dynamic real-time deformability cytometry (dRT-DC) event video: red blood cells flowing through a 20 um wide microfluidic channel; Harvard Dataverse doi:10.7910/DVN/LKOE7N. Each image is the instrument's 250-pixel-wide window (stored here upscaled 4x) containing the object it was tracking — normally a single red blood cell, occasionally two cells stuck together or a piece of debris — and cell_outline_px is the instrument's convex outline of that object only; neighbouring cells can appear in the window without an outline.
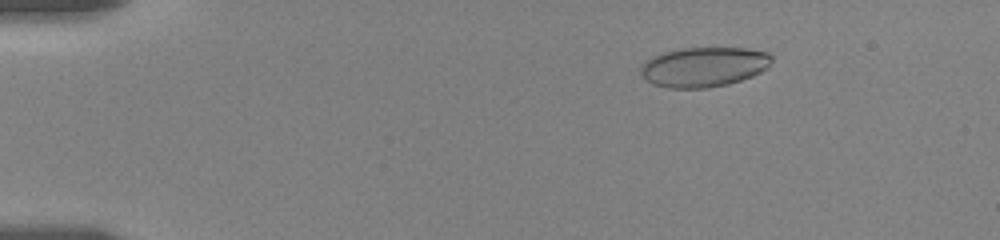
{"species": "human", "species_latin": "Homo sapiens", "temperature_condition": "room temperature", "stored_images_in_passage": 49, "camera_frame_rate_fps": 3000, "um_per_image_px": 0.085, "donor": {"sex": "female"}, "frame": {"image": 1, "passage_image": 8, "time_ms": 3.0, "image_size_px": [1000, 240], "cell_outline_px": [[772, 60], [760, 72], [752, 76], [728, 84], [708, 88], [668, 88], [652, 84], [644, 80], [640, 76], [640, 64], [644, 60], [660, 52], [680, 48], [748, 48], [768, 52], [772, 56]], "centroid_in_image_um": [59.74, 5.68], "position_along_channel_um": 25.3, "area_um2": 30.81}}
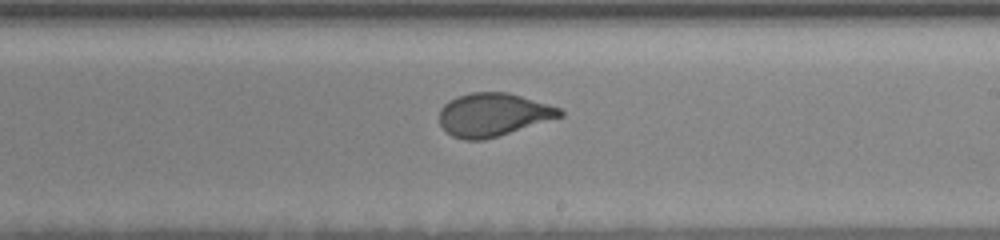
{"frame": {"image": 2, "passage_image": 31, "time_ms": 11.667, "image_size_px": [1000, 240], "cell_outline_px": [[564, 116], [484, 140], [464, 140], [452, 136], [440, 124], [440, 108], [448, 100], [456, 96], [472, 92], [508, 92], [560, 108], [564, 112]], "centroid_in_image_um": [41.9, 9.74], "position_along_channel_um": 247.1, "area_um2": 30.23}}
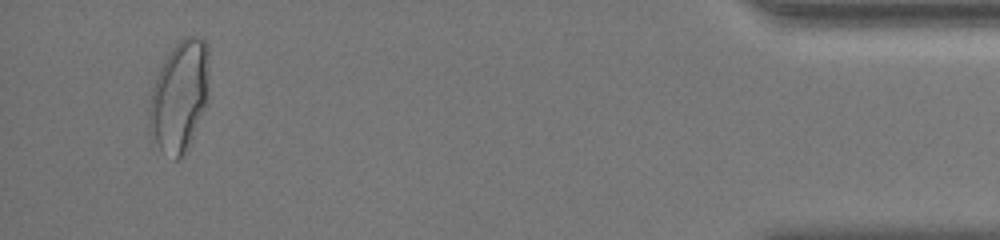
{"frame": {"image": 3, "passage_image": 47, "time_ms": 18.333, "image_size_px": [1000, 240], "cell_outline_px": [[208, 104], [188, 148], [176, 160], [160, 148], [148, 128], [148, 108], [156, 76], [164, 60], [172, 48], [184, 36], [200, 36], [208, 44]], "centroid_in_image_um": [15.28, 8.14], "position_along_channel_um": 419.9, "area_um2": 38.84}, "authors_computed_cell_mechanics": {"area_um2": 30.9808, "velocity_mm_per_s": 3.5538, "shape_relaxation_time_tau1_ms": 6.596, "shape_relaxation_time_tau2_ms": null, "deformation_change_tau1": 0.1838, "deformation_change_tau2": null}}